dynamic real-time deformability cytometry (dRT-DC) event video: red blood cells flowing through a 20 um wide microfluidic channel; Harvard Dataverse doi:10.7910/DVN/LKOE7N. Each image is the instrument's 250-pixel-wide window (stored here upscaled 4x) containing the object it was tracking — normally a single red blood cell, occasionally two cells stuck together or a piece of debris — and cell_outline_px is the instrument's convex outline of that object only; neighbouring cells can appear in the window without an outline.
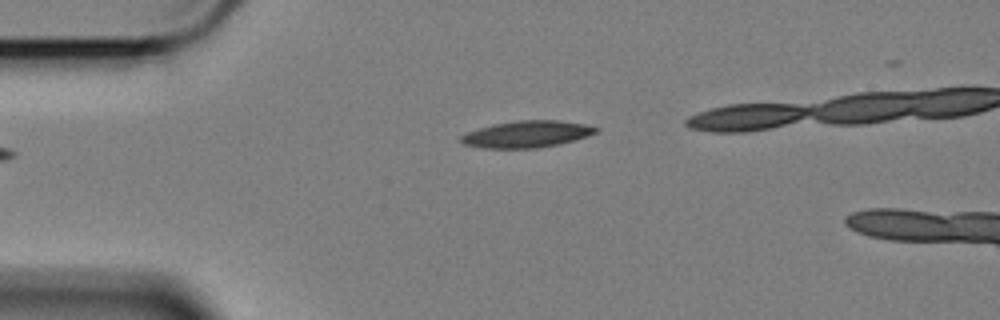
{"species": "Egyptian fruit bat (a non-hibernating species)", "species_latin": "Rousettus aegyptiacus", "temperature_condition": "cold", "stored_images_in_passage": 39, "camera_frame_rate_fps": 3000, "um_per_image_px": 0.085, "animal": {"sex": "female"}, "frame": {"image": 1, "passage_image": 2, "time_ms": 0.333, "image_size_px": [1000, 320], "cell_outline_px": [[600, 128], [596, 132], [588, 136], [560, 144], [536, 148], [484, 148], [464, 144], [460, 140], [460, 136], [468, 132], [492, 124], [516, 120], [560, 120], [584, 124]], "centroid_in_image_um": [44.8, 11.4], "position_along_channel_um": 40.2, "area_um2": 20.98}}
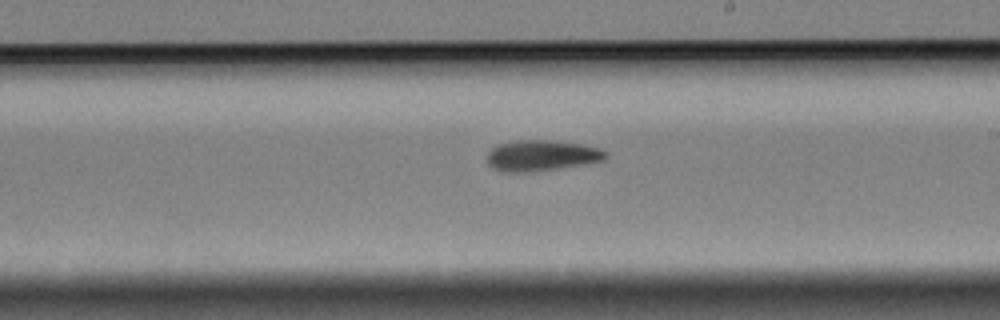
{"frame": {"image": 2, "passage_image": 22, "time_ms": 7.0, "image_size_px": [1000, 320], "cell_outline_px": [[608, 156], [604, 160], [588, 164], [528, 172], [500, 172], [492, 168], [488, 164], [488, 152], [492, 148], [500, 144], [520, 140], [548, 140], [580, 144], [600, 148], [608, 152]], "centroid_in_image_um": [46.06, 13.23], "position_along_channel_um": 242.9, "area_um2": 21.33}}
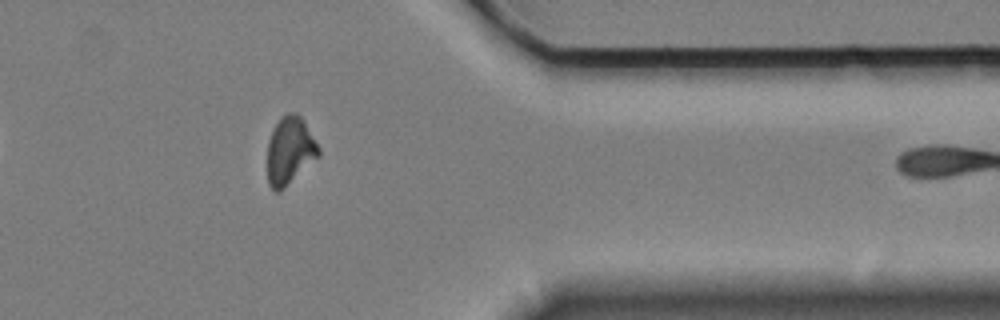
{"frame": {"image": 3, "passage_image": 36, "time_ms": 11.667, "image_size_px": [1000, 320], "cell_outline_px": [[320, 156], [280, 192], [276, 192], [268, 184], [268, 140], [272, 128], [280, 116], [288, 112], [296, 112], [304, 120], [320, 148]], "centroid_in_image_um": [24.64, 12.78], "position_along_channel_um": 386.8, "area_um2": 20.52}, "authors_computed_cell_mechanics": {"area_um2": 20.6924, "velocity_mm_per_s": 3.4081, "shape_relaxation_time_tau1_ms": 7.4638, "shape_relaxation_time_tau2_ms": 5.2735, "deformation_change_tau1": 0.1948, "deformation_change_tau2": 0.1263}}